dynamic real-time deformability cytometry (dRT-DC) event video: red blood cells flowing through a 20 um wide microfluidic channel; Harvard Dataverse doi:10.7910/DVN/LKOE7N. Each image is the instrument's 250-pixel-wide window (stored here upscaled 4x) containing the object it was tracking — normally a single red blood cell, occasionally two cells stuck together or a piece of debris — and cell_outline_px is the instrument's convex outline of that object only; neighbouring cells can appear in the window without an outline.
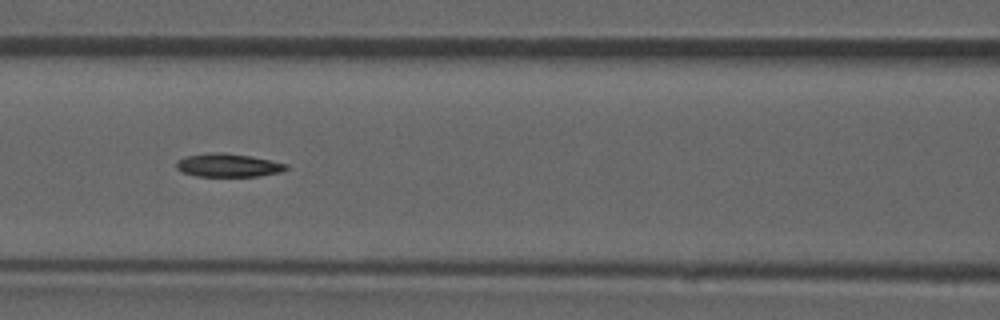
{"species": "common noctule bat (a hibernating species)", "species_latin": "Nyctalus noctula", "temperature_condition": "room temperature", "stored_images_in_passage": 52, "camera_frame_rate_fps": 3000, "um_per_image_px": 0.085, "animal": {"sex": "male", "forearm_length_mm": 52.5}, "frame": {"image": 1, "passage_image": 23, "time_ms": 7.333, "image_size_px": [1000, 320], "cell_outline_px": [[288, 168], [284, 172], [260, 176], [196, 176], [180, 172], [176, 168], [176, 160], [184, 156], [212, 152], [224, 152], [252, 156], [272, 160], [288, 164]], "centroid_in_image_um": [19.4, 14.04], "position_along_channel_um": 147.2, "area_um2": 15.32}, "authors_computed_cell_mechanics": {"area_um2": 15.317, "velocity_mm_per_s": 3.9329, "shape_relaxation_time_tau1_ms": 3.8191, "shape_relaxation_time_tau2_ms": null, "deformation_change_tau1": 0.1431, "deformation_change_tau2": null}}